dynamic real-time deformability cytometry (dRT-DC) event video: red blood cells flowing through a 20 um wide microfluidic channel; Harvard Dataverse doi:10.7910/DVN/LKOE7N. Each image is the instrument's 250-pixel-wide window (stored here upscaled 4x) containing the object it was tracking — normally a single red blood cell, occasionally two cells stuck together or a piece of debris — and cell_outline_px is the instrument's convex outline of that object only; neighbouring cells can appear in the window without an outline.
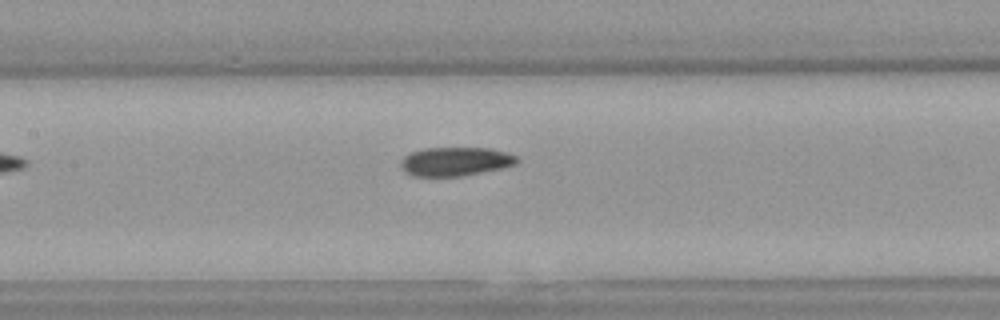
{"species": "Egyptian fruit bat (a non-hibernating species)", "species_latin": "Rousettus aegyptiacus", "temperature_condition": "warm", "stored_images_in_passage": 6, "camera_frame_rate_fps": 3000, "um_per_image_px": 0.085, "animal": {"sex": "female"}, "frame": {"image": 1, "passage_image": 6, "time_ms": 1.667, "image_size_px": [1000, 320], "cell_outline_px": [[520, 160], [516, 164], [500, 168], [460, 176], [412, 176], [400, 168], [400, 160], [404, 156], [412, 152], [424, 148], [492, 148], [516, 156]], "centroid_in_image_um": [38.67, 13.72], "position_along_channel_um": 168.7, "area_um2": 19.42}}